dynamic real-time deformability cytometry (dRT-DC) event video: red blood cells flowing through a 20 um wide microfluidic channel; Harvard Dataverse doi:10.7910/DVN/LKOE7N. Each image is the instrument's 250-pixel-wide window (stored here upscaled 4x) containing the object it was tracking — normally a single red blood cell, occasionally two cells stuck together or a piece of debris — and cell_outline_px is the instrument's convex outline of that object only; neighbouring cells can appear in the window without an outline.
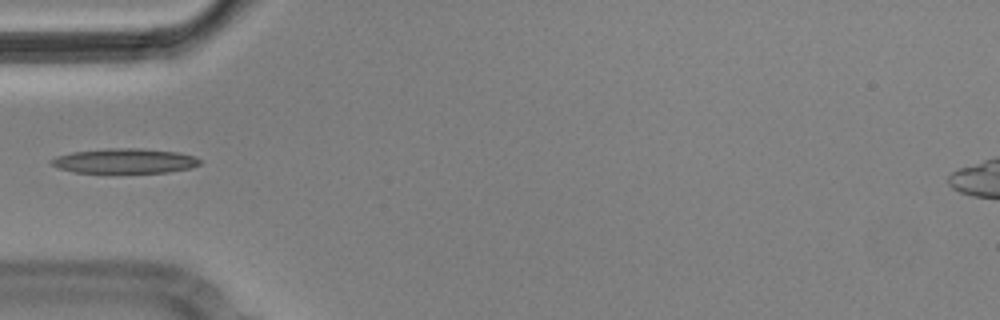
{"species": "Egyptian fruit bat (a non-hibernating species)", "species_latin": "Rousettus aegyptiacus", "temperature_condition": "cold", "stored_images_in_passage": 10, "camera_frame_rate_fps": 3000, "um_per_image_px": 0.085, "animal": {"sex": "male"}, "frame": {"image": 1, "passage_image": 1, "time_ms": 0.0, "image_size_px": [1000, 320], "cell_outline_px": [[200, 164], [192, 168], [168, 172], [76, 172], [60, 168], [52, 164], [52, 160], [56, 156], [72, 152], [108, 148], [140, 148], [176, 152], [196, 156], [200, 160]], "centroid_in_image_um": [10.66, 13.67], "position_along_channel_um": 74.3, "area_um2": 21.21}}
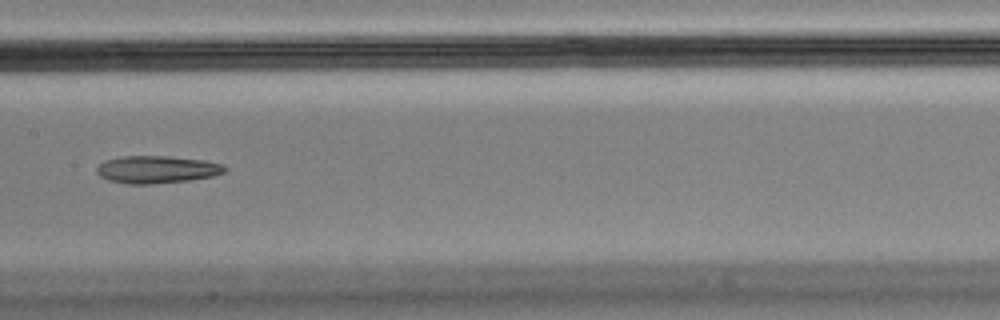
{"frame": {"image": 2, "passage_image": 4, "time_ms": 1.0, "image_size_px": [1000, 320], "cell_outline_px": [[228, 168], [224, 172], [212, 176], [188, 180], [152, 184], [128, 184], [108, 180], [100, 176], [96, 172], [96, 168], [104, 160], [124, 156], [168, 156], [204, 160], [224, 164]], "centroid_in_image_um": [13.33, 14.4], "position_along_channel_um": 194.1, "area_um2": 20.52}}
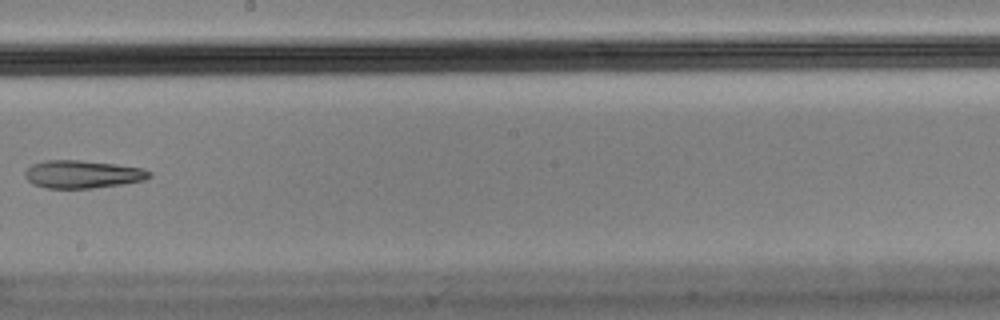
{"frame": {"image": 3, "passage_image": 5, "time_ms": 1.333, "image_size_px": [1000, 320], "cell_outline_px": [[152, 176], [144, 180], [120, 184], [92, 188], [48, 188], [32, 184], [24, 176], [24, 172], [32, 164], [44, 160], [80, 160], [116, 164], [144, 168], [152, 172]], "centroid_in_image_um": [7.02, 14.8], "position_along_channel_um": 241.2, "area_um2": 20.23}}